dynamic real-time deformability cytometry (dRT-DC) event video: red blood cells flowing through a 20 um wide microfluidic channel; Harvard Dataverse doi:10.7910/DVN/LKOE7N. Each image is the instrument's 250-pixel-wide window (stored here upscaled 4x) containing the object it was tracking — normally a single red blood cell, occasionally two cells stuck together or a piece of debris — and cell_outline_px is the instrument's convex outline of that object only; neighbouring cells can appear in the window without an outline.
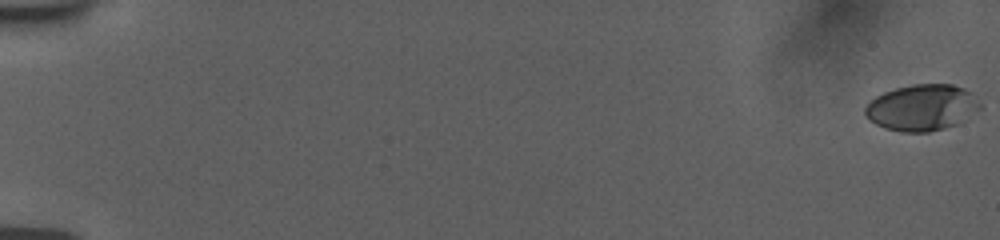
{"species": "human", "species_latin": "Homo sapiens", "temperature_condition": "room temperature", "stored_images_in_passage": 57, "camera_frame_rate_fps": 3000, "um_per_image_px": 0.085, "donor": {"sex": "female"}, "frame": {"image": 1, "passage_image": 1, "time_ms": 0.0, "image_size_px": [1000, 240], "cell_outline_px": [[968, 96], [956, 124], [944, 128], [928, 132], [900, 132], [884, 128], [868, 120], [864, 112], [864, 108], [876, 96], [884, 92], [896, 88], [912, 84], [952, 84], [964, 88], [968, 92]], "centroid_in_image_um": [78.01, 9.15], "position_along_channel_um": 7.0, "area_um2": 28.55}}
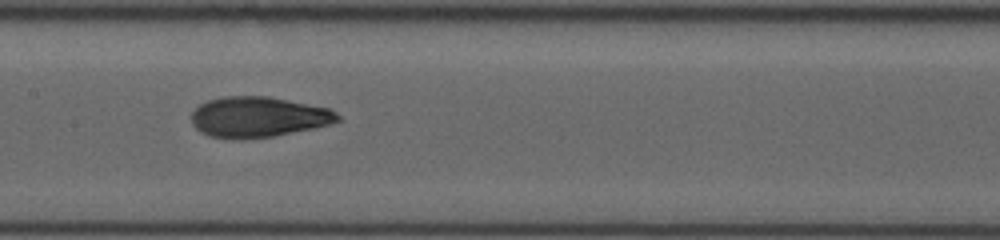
{"frame": {"image": 2, "passage_image": 31, "time_ms": 10.0, "image_size_px": [1000, 240], "cell_outline_px": [[344, 120], [332, 124], [272, 136], [244, 140], [212, 136], [200, 132], [192, 124], [192, 112], [200, 104], [208, 100], [224, 96], [268, 96], [328, 108], [336, 112]], "centroid_in_image_um": [21.96, 9.94], "position_along_channel_um": 185.4, "area_um2": 34.51}}
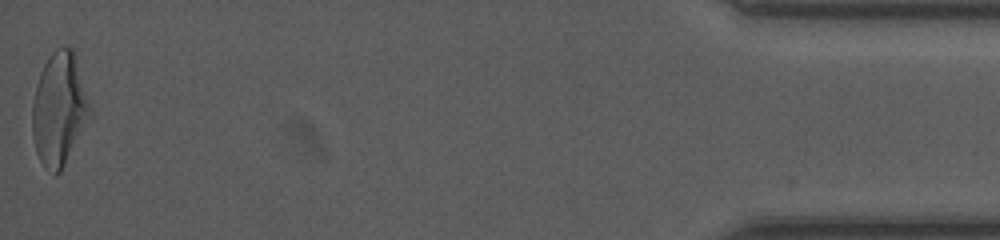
{"frame": {"image": 3, "passage_image": 57, "time_ms": 18.667, "image_size_px": [1000, 240], "cell_outline_px": [[92, 116], [60, 172], [56, 176], [52, 176], [40, 160], [36, 152], [32, 136], [32, 104], [40, 72], [44, 64], [52, 52], [56, 48], [72, 48], [76, 52], [92, 108]], "centroid_in_image_um": [5.06, 9.28], "position_along_channel_um": 430.1, "area_um2": 38.55}, "authors_computed_cell_mechanics": {"area_um2": 33.6396, "velocity_mm_per_s": 3.7854, "shape_relaxation_time_tau1_ms": 5.2975, "shape_relaxation_time_tau2_ms": 1.2814, "deformation_change_tau1": 0.2009, "deformation_change_tau2": 0.0817}}